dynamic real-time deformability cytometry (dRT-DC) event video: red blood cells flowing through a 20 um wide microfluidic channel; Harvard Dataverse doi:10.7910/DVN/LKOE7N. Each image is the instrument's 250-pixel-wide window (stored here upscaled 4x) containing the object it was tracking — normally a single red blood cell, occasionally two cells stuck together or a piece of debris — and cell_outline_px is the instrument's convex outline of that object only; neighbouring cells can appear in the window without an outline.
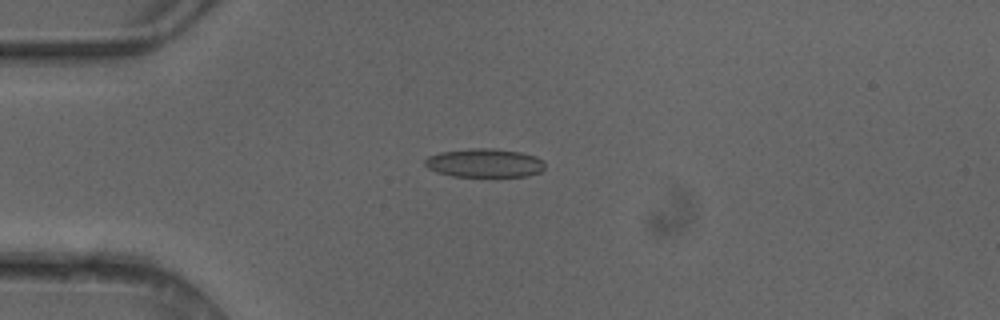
{"species": "common noctule bat (a hibernating species)", "species_latin": "Nyctalus noctula", "temperature_condition": "cold", "stored_images_in_passage": 4, "camera_frame_rate_fps": 3000, "um_per_image_px": 0.085, "animal": {"sex": "female"}, "frame": {"image": 1, "passage_image": 4, "time_ms": 1.0, "image_size_px": [1000, 320], "cell_outline_px": [[544, 168], [540, 172], [528, 176], [452, 176], [436, 172], [428, 168], [424, 164], [424, 160], [428, 156], [440, 152], [476, 148], [492, 148], [520, 152], [536, 156], [544, 160]], "centroid_in_image_um": [41.19, 13.85], "position_along_channel_um": 43.8, "area_um2": 20.06}}